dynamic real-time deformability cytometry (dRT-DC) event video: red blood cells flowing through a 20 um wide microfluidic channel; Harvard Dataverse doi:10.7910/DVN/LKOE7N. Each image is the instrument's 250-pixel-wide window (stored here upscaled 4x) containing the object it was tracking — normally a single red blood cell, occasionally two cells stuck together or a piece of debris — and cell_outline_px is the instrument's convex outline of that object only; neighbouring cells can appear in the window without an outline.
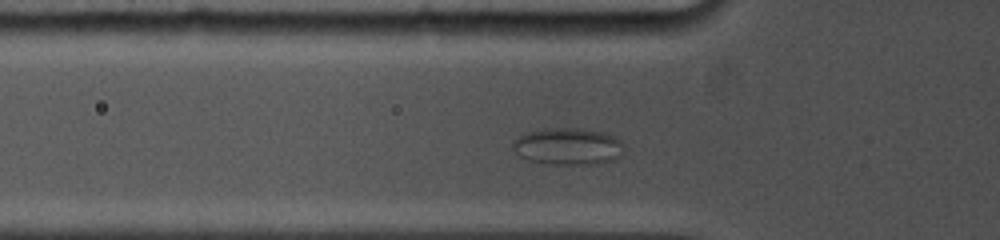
{"species": "common noctule bat (a hibernating species)", "species_latin": "Nyctalus noctula", "temperature_condition": "cold", "stored_images_in_passage": 8, "camera_frame_rate_fps": 5000, "um_per_image_px": 0.085, "animal": {"sex": "female", "body_mass_g": 19.0, "forearm_length_mm": 53.3}, "frame": {"image": 1, "passage_image": 3, "time_ms": 0.6, "image_size_px": [1000, 240], "cell_outline_px": [[624, 144], [620, 156], [612, 160], [596, 164], [552, 164], [528, 160], [520, 156], [512, 148], [512, 144], [520, 136], [528, 132], [544, 128], [580, 128], [604, 132], [616, 136]], "centroid_in_image_um": [48.3, 12.43], "position_along_channel_um": 77.5, "area_um2": 23.93}}